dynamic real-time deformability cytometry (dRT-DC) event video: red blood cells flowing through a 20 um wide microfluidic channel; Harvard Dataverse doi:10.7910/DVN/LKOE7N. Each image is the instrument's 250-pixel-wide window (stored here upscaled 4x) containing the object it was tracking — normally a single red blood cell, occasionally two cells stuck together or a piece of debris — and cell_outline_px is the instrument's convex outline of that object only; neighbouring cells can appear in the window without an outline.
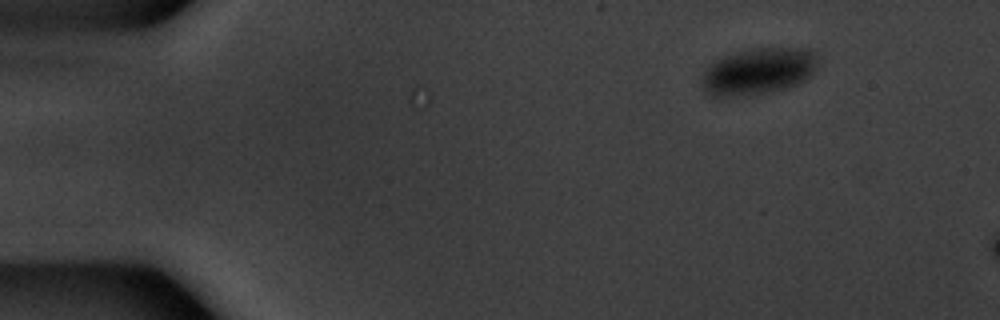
{"species": "common noctule bat (a hibernating species)", "species_latin": "Nyctalus noctula", "temperature_condition": "warm", "stored_images_in_passage": 6, "camera_frame_rate_fps": 3000, "um_per_image_px": 0.085, "animal": {"sex": "male", "body_mass_g": 20.1, "forearm_length_mm": 53.5}, "frame": {"image": 1, "passage_image": 1, "time_ms": 0.0, "image_size_px": [1000, 320], "cell_outline_px": [[816, 68], [812, 76], [796, 84], [784, 88], [768, 92], [748, 96], [712, 96], [704, 92], [704, 72], [716, 60], [724, 56], [756, 48], [808, 48], [816, 52]], "centroid_in_image_um": [64.51, 6.06], "position_along_channel_um": 20.5, "area_um2": 31.15}}